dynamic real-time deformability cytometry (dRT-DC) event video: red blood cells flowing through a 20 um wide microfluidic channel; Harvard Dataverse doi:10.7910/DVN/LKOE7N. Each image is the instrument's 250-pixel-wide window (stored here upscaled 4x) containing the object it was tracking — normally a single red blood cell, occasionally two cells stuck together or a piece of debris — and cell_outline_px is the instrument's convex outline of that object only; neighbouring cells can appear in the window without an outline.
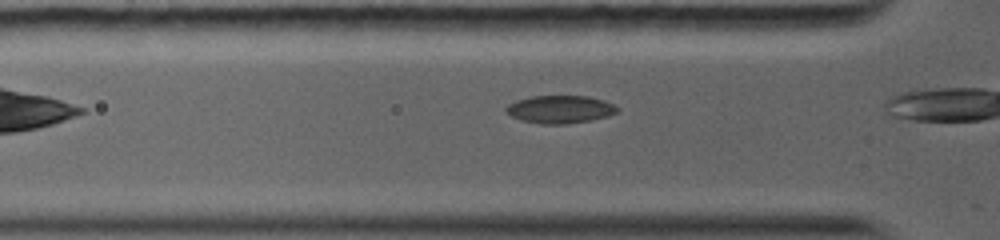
{"species": "common noctule bat (a hibernating species)", "species_latin": "Nyctalus noctula", "temperature_condition": "warm", "stored_images_in_passage": 29, "camera_frame_rate_fps": 5000, "um_per_image_px": 0.085, "animal": {"sex": "female", "body_mass_g": 19.0, "forearm_length_mm": 56.7}, "frame": {"image": 1, "passage_image": 4, "time_ms": 1.0, "image_size_px": [1000, 240], "cell_outline_px": [[620, 108], [616, 112], [608, 116], [592, 120], [568, 124], [540, 124], [520, 120], [504, 112], [504, 108], [508, 104], [516, 100], [532, 96], [588, 96], [604, 100]], "centroid_in_image_um": [47.58, 9.3], "position_along_channel_um": 78.2, "area_um2": 18.21}}
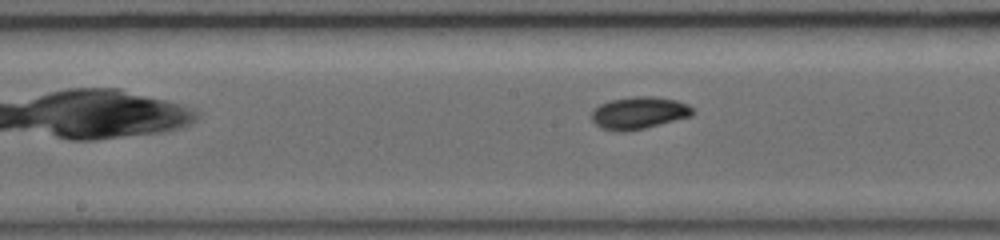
{"frame": {"image": 2, "passage_image": 13, "time_ms": 3.8, "image_size_px": [1000, 240], "cell_outline_px": [[696, 112], [692, 116], [644, 128], [624, 132], [616, 132], [600, 128], [592, 120], [592, 108], [600, 104], [612, 100], [636, 96], [652, 96], [676, 100], [688, 104]], "centroid_in_image_um": [54.3, 9.6], "position_along_channel_um": 193.9, "area_um2": 19.07}}
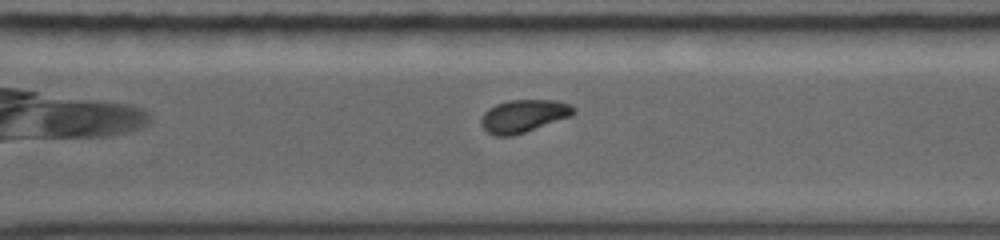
{"frame": {"image": 3, "passage_image": 24, "time_ms": 7.0, "image_size_px": [1000, 240], "cell_outline_px": [[576, 112], [572, 116], [512, 136], [496, 136], [488, 132], [480, 124], [480, 120], [484, 112], [488, 108], [496, 104], [512, 100], [556, 100], [572, 104], [576, 108]], "centroid_in_image_um": [44.53, 9.85], "position_along_channel_um": 326.1, "area_um2": 17.69}}